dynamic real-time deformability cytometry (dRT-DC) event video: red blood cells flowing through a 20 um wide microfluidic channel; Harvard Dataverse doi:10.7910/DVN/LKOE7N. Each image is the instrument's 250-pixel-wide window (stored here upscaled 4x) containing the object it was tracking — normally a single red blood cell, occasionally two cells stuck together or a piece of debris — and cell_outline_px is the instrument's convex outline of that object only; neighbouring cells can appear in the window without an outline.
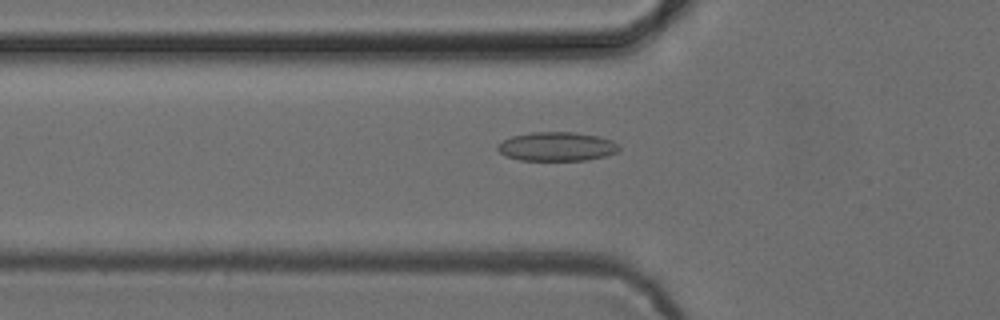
{"species": "common noctule bat (a hibernating species)", "species_latin": "Nyctalus noctula", "temperature_condition": "cold", "stored_images_in_passage": 46, "camera_frame_rate_fps": 3000, "um_per_image_px": 0.085, "animal": {"sex": "female", "body_mass_g": 24.6, "forearm_length_mm": 56.2}, "frame": {"image": 1, "passage_image": 18, "time_ms": 5.667, "image_size_px": [1000, 320], "cell_outline_px": [[620, 152], [588, 160], [520, 160], [504, 156], [496, 148], [496, 144], [512, 136], [532, 132], [572, 132], [600, 136], [612, 140], [620, 148]], "centroid_in_image_um": [47.32, 12.45], "position_along_channel_um": 78.5, "area_um2": 20.63}}
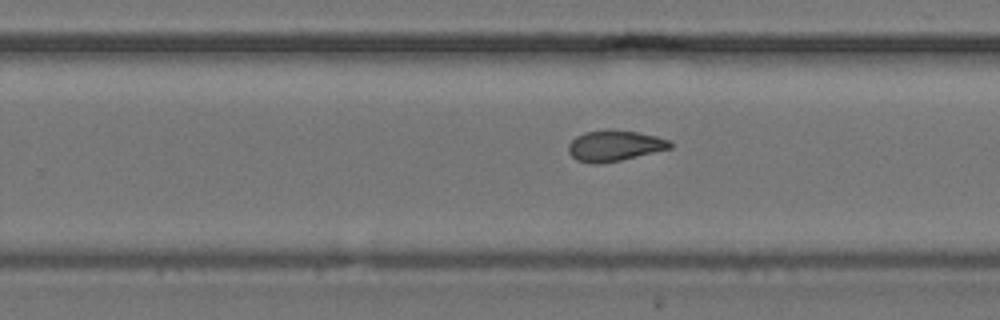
{"frame": {"image": 2, "passage_image": 33, "time_ms": 10.667, "image_size_px": [1000, 320], "cell_outline_px": [[676, 144], [672, 148], [620, 160], [596, 164], [592, 164], [576, 160], [568, 152], [568, 144], [576, 136], [584, 132], [608, 128], [612, 128], [636, 132], [656, 136], [672, 140]], "centroid_in_image_um": [52.26, 12.36], "position_along_channel_um": 277.5, "area_um2": 18.61}}
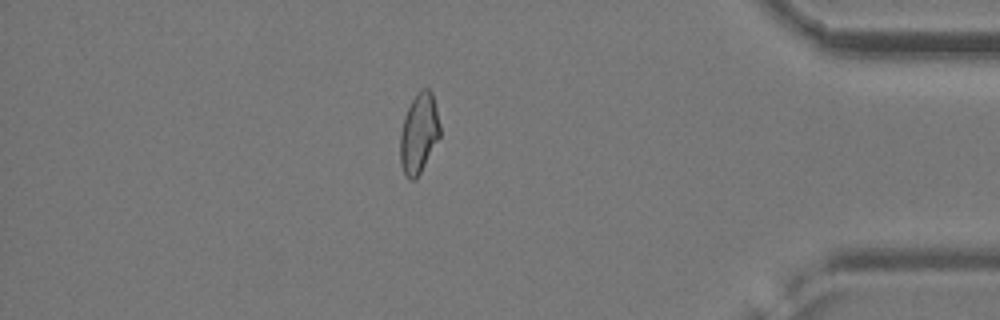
{"frame": {"image": 3, "passage_image": 45, "time_ms": 14.667, "image_size_px": [1000, 320], "cell_outline_px": [[440, 136], [416, 180], [408, 180], [400, 164], [400, 132], [404, 116], [412, 100], [424, 88], [428, 88], [432, 92], [440, 124]], "centroid_in_image_um": [35.6, 11.37], "position_along_channel_um": 399.6, "area_um2": 18.38}}